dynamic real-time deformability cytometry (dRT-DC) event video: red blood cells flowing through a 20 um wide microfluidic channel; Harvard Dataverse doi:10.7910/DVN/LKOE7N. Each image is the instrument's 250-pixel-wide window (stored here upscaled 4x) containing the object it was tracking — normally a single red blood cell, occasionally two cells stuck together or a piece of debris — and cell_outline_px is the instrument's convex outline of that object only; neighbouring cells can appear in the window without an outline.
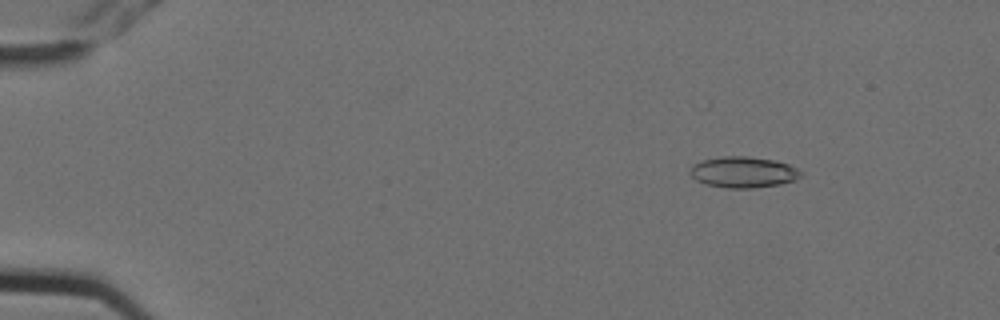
{"species": "Egyptian fruit bat (a non-hibernating species)", "species_latin": "Rousettus aegyptiacus", "temperature_condition": "cold", "stored_images_in_passage": 6, "camera_frame_rate_fps": 3000, "um_per_image_px": 0.085, "animal": {"sex": "female"}, "frame": {"image": 1, "passage_image": 3, "time_ms": 0.667, "image_size_px": [1000, 320], "cell_outline_px": [[804, 176], [796, 180], [780, 184], [752, 188], [728, 188], [704, 184], [696, 180], [688, 172], [692, 164], [704, 160], [724, 156], [748, 156], [776, 160], [788, 164], [804, 172]], "centroid_in_image_um": [63.21, 14.63], "position_along_channel_um": 21.8, "area_um2": 20.29}}
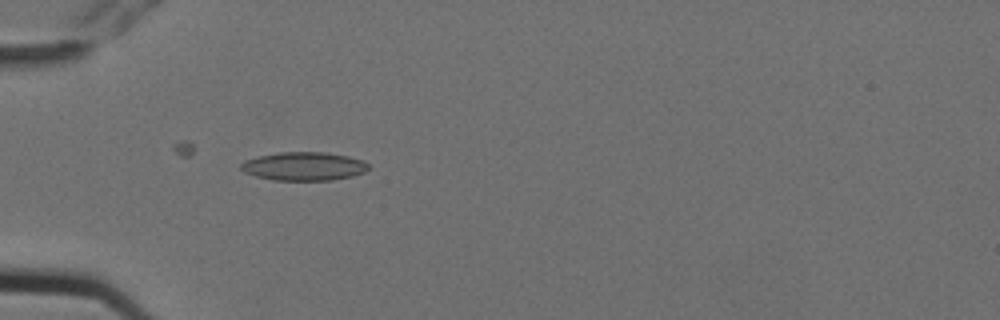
{"frame": {"image": 2, "passage_image": 6, "time_ms": 1.667, "image_size_px": [1000, 320], "cell_outline_px": [[368, 168], [364, 172], [352, 176], [332, 180], [272, 180], [256, 176], [244, 172], [240, 168], [240, 164], [244, 160], [256, 156], [280, 152], [324, 152], [348, 156], [364, 160], [368, 164]], "centroid_in_image_um": [25.8, 14.13], "position_along_channel_um": 59.2, "area_um2": 21.27}}